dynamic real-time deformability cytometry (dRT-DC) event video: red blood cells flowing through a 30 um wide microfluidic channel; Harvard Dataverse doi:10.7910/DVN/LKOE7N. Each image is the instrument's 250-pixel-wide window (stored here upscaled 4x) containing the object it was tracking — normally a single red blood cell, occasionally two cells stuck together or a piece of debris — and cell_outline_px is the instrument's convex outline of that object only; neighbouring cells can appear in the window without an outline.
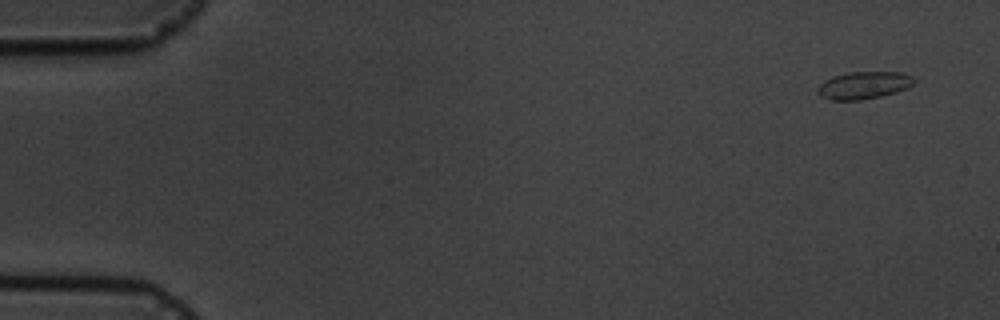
{"species": "common noctule bat (a hibernating species)", "species_latin": "Nyctalus noctula", "temperature_condition": "cold", "stored_images_in_passage": 6, "camera_frame_rate_fps": 3000, "um_per_image_px": 0.085, "animal": {"sex": "male", "body_mass_g": 19.5, "forearm_length_mm": 54.6}, "frame": {"image": 1, "passage_image": 1, "time_ms": 0.0, "image_size_px": [1000, 320], "cell_outline_px": [[916, 80], [908, 88], [896, 92], [880, 96], [860, 100], [832, 100], [820, 96], [816, 92], [816, 88], [824, 80], [832, 76], [848, 72], [904, 72], [912, 76]], "centroid_in_image_um": [73.4, 7.24], "position_along_channel_um": 11.6, "area_um2": 15.55}}
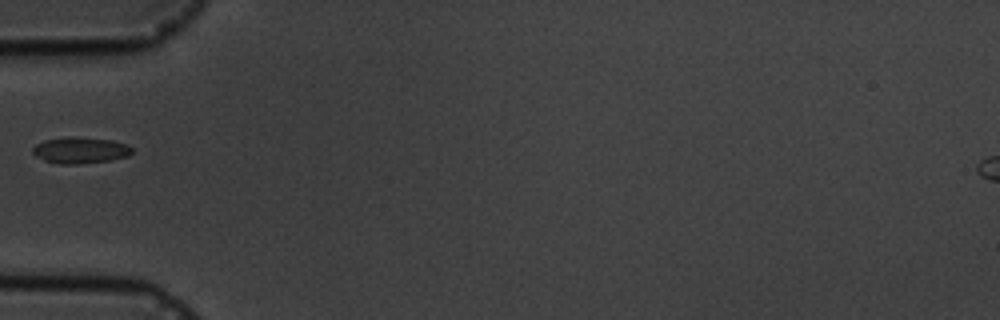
{"frame": {"image": 2, "passage_image": 5, "time_ms": 5.333, "image_size_px": [1000, 320], "cell_outline_px": [[132, 152], [128, 156], [112, 160], [76, 164], [56, 164], [44, 160], [36, 156], [32, 152], [32, 148], [36, 144], [44, 140], [72, 136], [112, 140], [128, 144], [132, 148]], "centroid_in_image_um": [6.83, 12.77], "position_along_channel_um": 78.2, "area_um2": 15.32}}
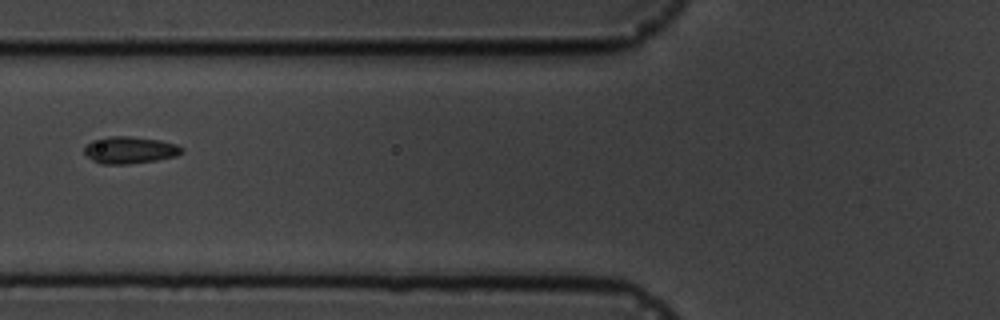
{"frame": {"image": 3, "passage_image": 6, "time_ms": 6.333, "image_size_px": [1000, 320], "cell_outline_px": [[184, 152], [176, 156], [156, 160], [128, 164], [100, 164], [92, 160], [84, 152], [84, 148], [92, 140], [108, 136], [128, 136], [160, 140], [176, 144], [184, 148]], "centroid_in_image_um": [11.04, 12.75], "position_along_channel_um": 114.8, "area_um2": 15.37}}